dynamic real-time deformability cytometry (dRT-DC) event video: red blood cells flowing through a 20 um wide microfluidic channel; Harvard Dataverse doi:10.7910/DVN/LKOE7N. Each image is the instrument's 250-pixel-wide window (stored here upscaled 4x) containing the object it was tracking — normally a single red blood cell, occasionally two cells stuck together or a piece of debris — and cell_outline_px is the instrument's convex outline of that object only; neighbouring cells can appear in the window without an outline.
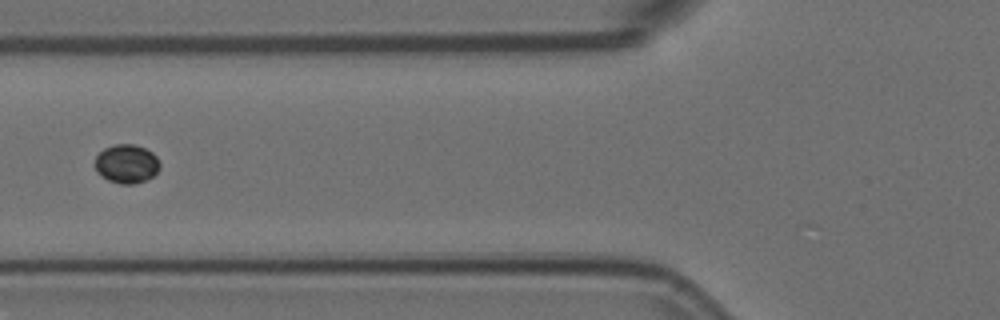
{"species": "Egyptian fruit bat (a non-hibernating species)", "species_latin": "Rousettus aegyptiacus", "temperature_condition": "room temperature", "stored_images_in_passage": 8, "camera_frame_rate_fps": 3000, "um_per_image_px": 0.085, "animal": {"sex": "female"}, "frame": {"image": 1, "passage_image": 5, "time_ms": 1.333, "image_size_px": [1000, 320], "cell_outline_px": [[160, 168], [152, 176], [136, 184], [120, 184], [108, 180], [100, 176], [96, 172], [92, 164], [96, 156], [104, 148], [116, 144], [132, 144], [144, 148], [152, 152], [156, 156], [160, 164]], "centroid_in_image_um": [10.71, 13.93], "position_along_channel_um": 115.1, "area_um2": 14.85}}
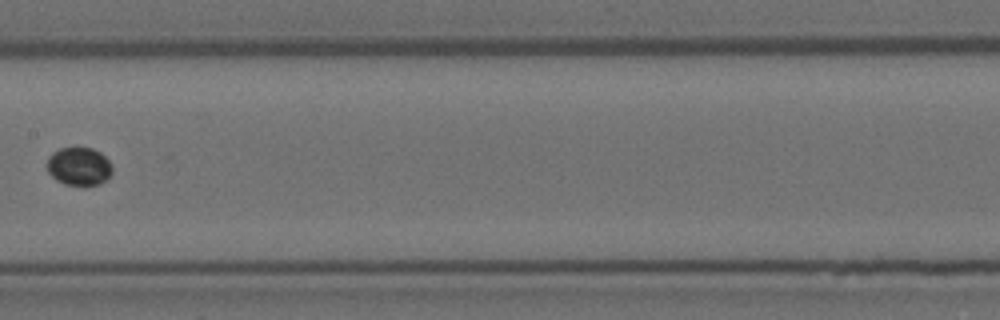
{"frame": {"image": 2, "passage_image": 7, "time_ms": 2.0, "image_size_px": [1000, 320], "cell_outline_px": [[112, 172], [108, 180], [100, 184], [84, 188], [64, 184], [56, 180], [48, 172], [48, 156], [52, 152], [60, 148], [92, 148], [100, 152], [112, 164]], "centroid_in_image_um": [6.74, 14.19], "position_along_channel_um": 200.7, "area_um2": 14.97}}
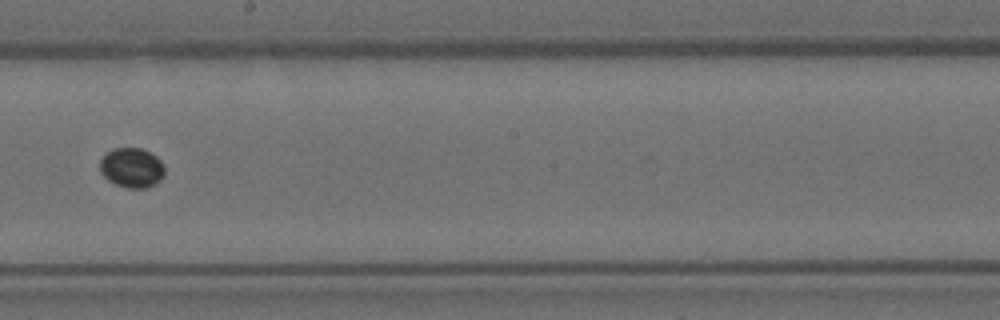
{"frame": {"image": 3, "passage_image": 8, "time_ms": 2.333, "image_size_px": [1000, 320], "cell_outline_px": [[164, 176], [156, 184], [144, 188], [128, 188], [116, 184], [108, 180], [100, 172], [100, 160], [104, 152], [112, 148], [140, 148], [156, 156], [164, 164]], "centroid_in_image_um": [11.18, 14.25], "position_along_channel_um": 237.0, "area_um2": 15.14}}